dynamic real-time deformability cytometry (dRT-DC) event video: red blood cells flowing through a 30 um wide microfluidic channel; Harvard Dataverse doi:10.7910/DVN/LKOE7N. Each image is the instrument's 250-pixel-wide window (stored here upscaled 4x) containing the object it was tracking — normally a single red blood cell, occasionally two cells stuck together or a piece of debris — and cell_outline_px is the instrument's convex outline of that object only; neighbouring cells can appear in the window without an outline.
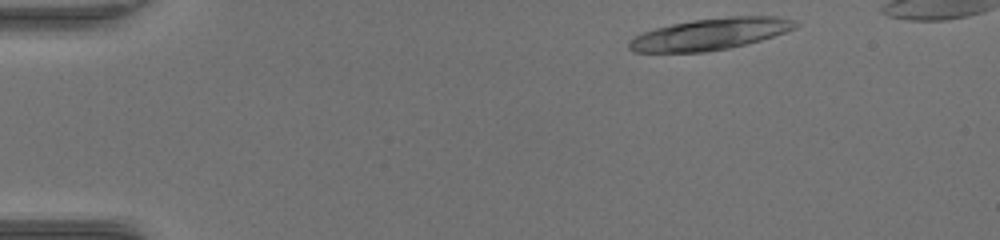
{"species": "common noctule bat (a hibernating species)", "species_latin": "Nyctalus noctula", "temperature_condition": "warm", "stored_images_in_passage": 27, "camera_frame_rate_fps": 3000, "um_per_image_px": 0.085, "animal": {"sex": "female", "body_mass_g": 17.0, "forearm_length_mm": 48.0}, "frame": {"image": 1, "passage_image": 2, "time_ms": 0.333, "image_size_px": [1000, 240], "cell_outline_px": [[800, 24], [796, 28], [760, 40], [728, 48], [704, 52], [632, 52], [628, 48], [628, 40], [644, 32], [656, 28], [672, 24], [692, 20], [728, 16], [776, 16], [796, 20]], "centroid_in_image_um": [60.37, 2.89], "position_along_channel_um": 24.6, "area_um2": 30.52}}
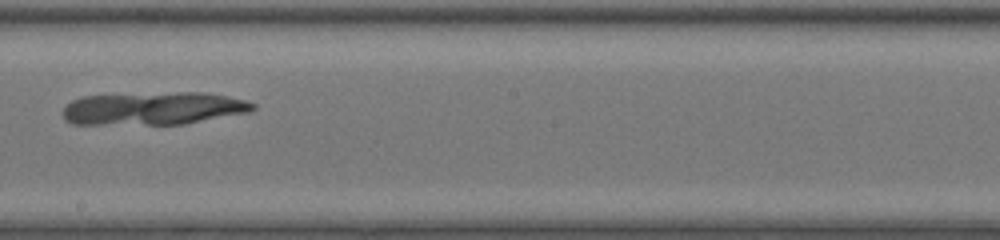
{"frame": {"image": 2, "passage_image": 25, "time_ms": 8.0, "image_size_px": [1000, 240], "cell_outline_px": [[256, 108], [248, 112], [184, 124], [72, 124], [64, 120], [64, 108], [72, 100], [84, 96], [180, 92], [204, 92], [244, 100], [256, 104]], "centroid_in_image_um": [13.03, 9.22], "position_along_channel_um": 235.2, "area_um2": 36.07}}